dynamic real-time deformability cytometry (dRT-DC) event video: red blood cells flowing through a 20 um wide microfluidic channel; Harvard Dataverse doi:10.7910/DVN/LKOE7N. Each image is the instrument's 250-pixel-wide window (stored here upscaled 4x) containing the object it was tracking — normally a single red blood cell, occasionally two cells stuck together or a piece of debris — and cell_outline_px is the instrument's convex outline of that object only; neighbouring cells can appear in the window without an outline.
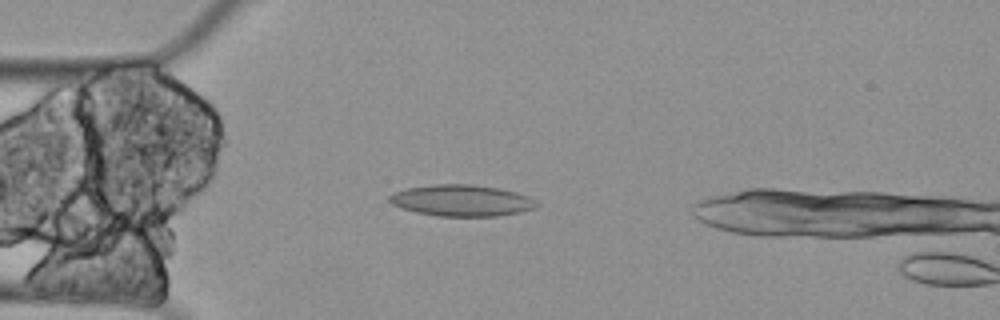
{"species": "Egyptian fruit bat (a non-hibernating species)", "species_latin": "Rousettus aegyptiacus", "temperature_condition": "cold", "stored_images_in_passage": 4, "camera_frame_rate_fps": 3000, "um_per_image_px": 0.085, "animal": {"sex": "female"}, "frame": {"image": 1, "passage_image": 3, "time_ms": 0.667, "image_size_px": [1000, 320], "cell_outline_px": [[540, 204], [536, 208], [520, 212], [500, 216], [436, 216], [416, 212], [392, 204], [388, 200], [388, 196], [392, 192], [408, 188], [432, 184], [472, 184], [500, 188], [516, 192], [528, 196], [536, 200]], "centroid_in_image_um": [39.26, 17.04], "position_along_channel_um": 45.7, "area_um2": 27.17}}